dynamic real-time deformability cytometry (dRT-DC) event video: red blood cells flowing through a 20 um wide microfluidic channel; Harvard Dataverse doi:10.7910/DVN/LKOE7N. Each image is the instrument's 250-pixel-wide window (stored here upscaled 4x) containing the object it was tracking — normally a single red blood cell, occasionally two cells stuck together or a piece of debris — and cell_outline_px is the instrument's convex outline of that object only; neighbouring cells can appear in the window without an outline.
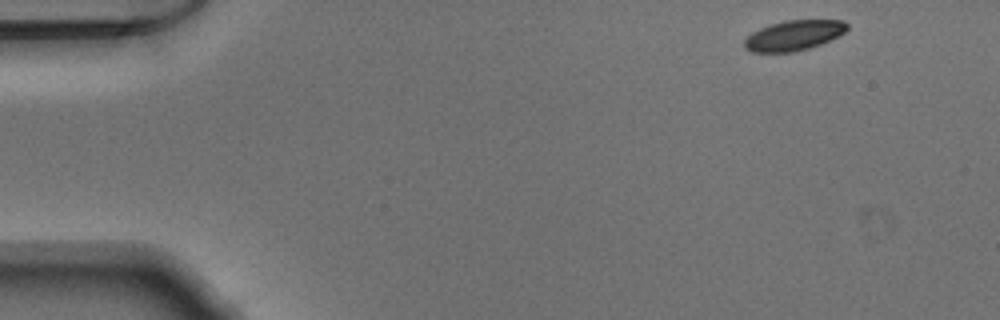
{"species": "Egyptian fruit bat (a non-hibernating species)", "species_latin": "Rousettus aegyptiacus", "temperature_condition": "warm", "stored_images_in_passage": 47, "camera_frame_rate_fps": 3000, "um_per_image_px": 0.085, "animal": {"sex": "male"}, "frame": {"image": 1, "passage_image": 1, "time_ms": 0.0, "image_size_px": [1000, 320], "cell_outline_px": [[848, 28], [844, 32], [820, 44], [808, 48], [792, 52], [752, 52], [744, 48], [744, 40], [752, 32], [760, 28], [784, 20], [844, 20], [848, 24]], "centroid_in_image_um": [67.45, 3.0], "position_along_channel_um": 17.6, "area_um2": 17.86}}
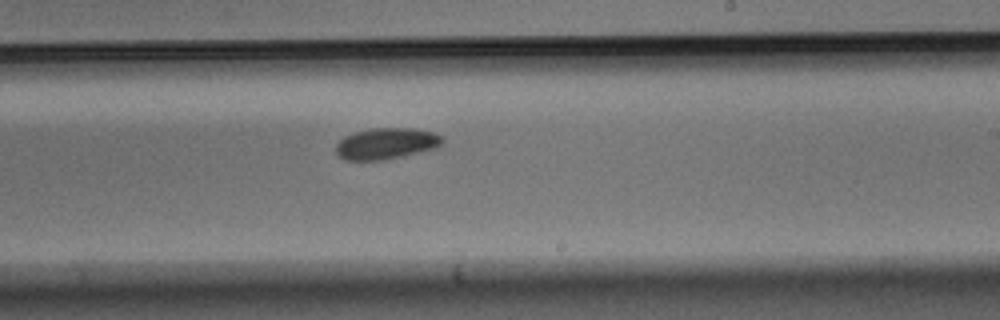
{"frame": {"image": 2, "passage_image": 27, "time_ms": 8.667, "image_size_px": [1000, 320], "cell_outline_px": [[444, 140], [436, 148], [384, 160], [344, 160], [336, 152], [336, 144], [344, 136], [356, 132], [372, 128], [416, 128], [436, 132]], "centroid_in_image_um": [32.84, 12.19], "position_along_channel_um": 256.2, "area_um2": 19.36}}
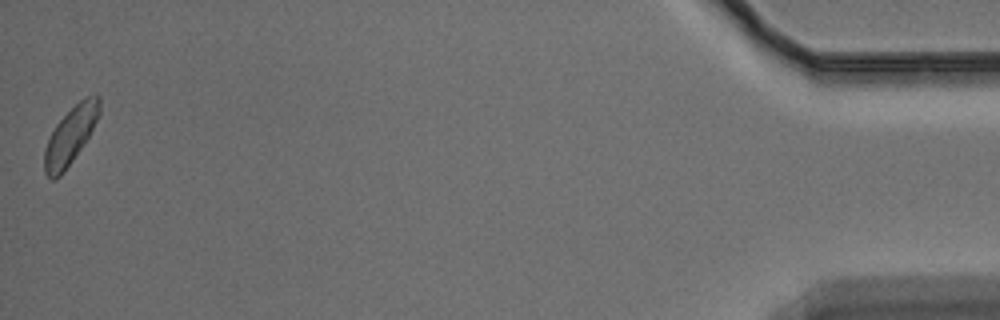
{"frame": {"image": 3, "passage_image": 47, "time_ms": 15.333, "image_size_px": [1000, 320], "cell_outline_px": [[100, 112], [84, 144], [64, 172], [56, 180], [52, 180], [44, 172], [44, 148], [56, 124], [80, 100], [96, 92], [100, 96]], "centroid_in_image_um": [5.98, 11.53], "position_along_channel_um": 429.2, "area_um2": 18.15}}